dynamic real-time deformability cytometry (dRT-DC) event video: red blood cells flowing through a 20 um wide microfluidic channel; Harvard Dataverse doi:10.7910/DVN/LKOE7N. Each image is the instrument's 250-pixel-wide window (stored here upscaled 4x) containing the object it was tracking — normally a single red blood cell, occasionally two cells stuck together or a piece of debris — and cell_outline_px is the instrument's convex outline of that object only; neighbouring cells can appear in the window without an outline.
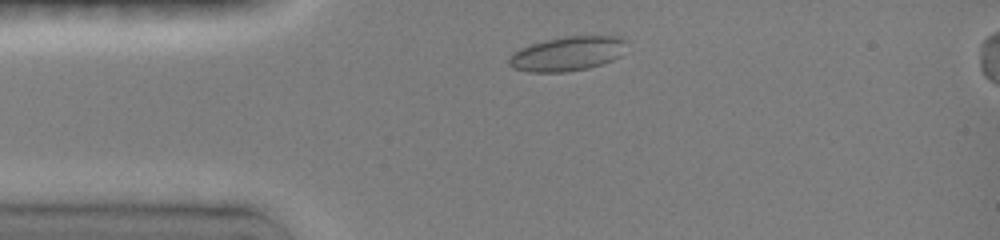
{"species": "common noctule bat (a hibernating species)", "species_latin": "Nyctalus noctula", "temperature_condition": "room temperature", "stored_images_in_passage": 4, "segment_of_instrument_passage": [1, 2], "camera_frame_rate_fps": 3000, "um_per_image_px": 0.085, "animal": {"sex": "female", "body_mass_g": 19.0, "forearm_length_mm": 51.5}, "frame": {"image": 1, "passage_image": 2, "time_ms": 1.333, "image_size_px": [1000, 240], "cell_outline_px": [[624, 40], [620, 56], [612, 60], [588, 68], [564, 72], [532, 72], [512, 68], [508, 64], [508, 60], [520, 48], [532, 44], [548, 40], [568, 36], [620, 36]], "centroid_in_image_um": [48.2, 4.58], "position_along_channel_um": 36.8, "area_um2": 23.0}}